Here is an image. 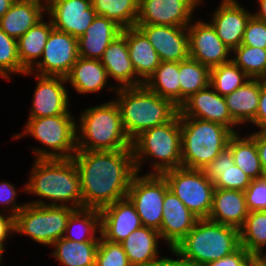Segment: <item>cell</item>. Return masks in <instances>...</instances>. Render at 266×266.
<instances>
[{"label":"cell","mask_w":266,"mask_h":266,"mask_svg":"<svg viewBox=\"0 0 266 266\" xmlns=\"http://www.w3.org/2000/svg\"><path fill=\"white\" fill-rule=\"evenodd\" d=\"M52 29L53 23L51 19L48 23L42 19L17 40L18 56L21 66L26 71H30L37 64V59H41L47 38Z\"/></svg>","instance_id":"1f68e13d"},{"label":"cell","mask_w":266,"mask_h":266,"mask_svg":"<svg viewBox=\"0 0 266 266\" xmlns=\"http://www.w3.org/2000/svg\"><path fill=\"white\" fill-rule=\"evenodd\" d=\"M44 11L46 12V8L35 2L15 0L0 18V28L18 40L44 18Z\"/></svg>","instance_id":"4316f807"},{"label":"cell","mask_w":266,"mask_h":266,"mask_svg":"<svg viewBox=\"0 0 266 266\" xmlns=\"http://www.w3.org/2000/svg\"><path fill=\"white\" fill-rule=\"evenodd\" d=\"M95 266H131V264L121 243L108 241L100 235Z\"/></svg>","instance_id":"b9f144b4"},{"label":"cell","mask_w":266,"mask_h":266,"mask_svg":"<svg viewBox=\"0 0 266 266\" xmlns=\"http://www.w3.org/2000/svg\"><path fill=\"white\" fill-rule=\"evenodd\" d=\"M178 113L179 116L216 122L228 127L233 133H238L233 126L239 124L231 117L224 96L212 90L210 85L185 100Z\"/></svg>","instance_id":"e0dca14e"},{"label":"cell","mask_w":266,"mask_h":266,"mask_svg":"<svg viewBox=\"0 0 266 266\" xmlns=\"http://www.w3.org/2000/svg\"><path fill=\"white\" fill-rule=\"evenodd\" d=\"M198 219L171 190L166 191L159 233L168 248H174L193 229Z\"/></svg>","instance_id":"ffe728a7"},{"label":"cell","mask_w":266,"mask_h":266,"mask_svg":"<svg viewBox=\"0 0 266 266\" xmlns=\"http://www.w3.org/2000/svg\"><path fill=\"white\" fill-rule=\"evenodd\" d=\"M158 230L142 226L121 242L131 266H155L158 256Z\"/></svg>","instance_id":"d4e9b609"},{"label":"cell","mask_w":266,"mask_h":266,"mask_svg":"<svg viewBox=\"0 0 266 266\" xmlns=\"http://www.w3.org/2000/svg\"><path fill=\"white\" fill-rule=\"evenodd\" d=\"M78 57V39L53 28L47 38L42 59L25 74L66 77Z\"/></svg>","instance_id":"7c38bea8"},{"label":"cell","mask_w":266,"mask_h":266,"mask_svg":"<svg viewBox=\"0 0 266 266\" xmlns=\"http://www.w3.org/2000/svg\"><path fill=\"white\" fill-rule=\"evenodd\" d=\"M76 126L77 150L116 151L132 149L115 100L85 109Z\"/></svg>","instance_id":"277c9868"},{"label":"cell","mask_w":266,"mask_h":266,"mask_svg":"<svg viewBox=\"0 0 266 266\" xmlns=\"http://www.w3.org/2000/svg\"><path fill=\"white\" fill-rule=\"evenodd\" d=\"M258 129L266 128V79H261L260 98L258 103L257 114L251 121Z\"/></svg>","instance_id":"7dc6e473"},{"label":"cell","mask_w":266,"mask_h":266,"mask_svg":"<svg viewBox=\"0 0 266 266\" xmlns=\"http://www.w3.org/2000/svg\"><path fill=\"white\" fill-rule=\"evenodd\" d=\"M241 45L266 49V22L252 15L246 24Z\"/></svg>","instance_id":"ee69618b"},{"label":"cell","mask_w":266,"mask_h":266,"mask_svg":"<svg viewBox=\"0 0 266 266\" xmlns=\"http://www.w3.org/2000/svg\"><path fill=\"white\" fill-rule=\"evenodd\" d=\"M255 258L242 246L233 253L202 266H251Z\"/></svg>","instance_id":"f6af8a7d"},{"label":"cell","mask_w":266,"mask_h":266,"mask_svg":"<svg viewBox=\"0 0 266 266\" xmlns=\"http://www.w3.org/2000/svg\"><path fill=\"white\" fill-rule=\"evenodd\" d=\"M148 90L180 107L179 62L164 61L143 84Z\"/></svg>","instance_id":"4dcf8cb0"},{"label":"cell","mask_w":266,"mask_h":266,"mask_svg":"<svg viewBox=\"0 0 266 266\" xmlns=\"http://www.w3.org/2000/svg\"><path fill=\"white\" fill-rule=\"evenodd\" d=\"M23 190L45 198V200L28 202L33 205L83 208L80 175L72 158L35 159L29 181ZM46 199L55 203L46 202Z\"/></svg>","instance_id":"7a4b0ae2"},{"label":"cell","mask_w":266,"mask_h":266,"mask_svg":"<svg viewBox=\"0 0 266 266\" xmlns=\"http://www.w3.org/2000/svg\"><path fill=\"white\" fill-rule=\"evenodd\" d=\"M107 71L99 59H85L78 57L66 76L77 93H94L106 87L108 81Z\"/></svg>","instance_id":"f1b7e54d"},{"label":"cell","mask_w":266,"mask_h":266,"mask_svg":"<svg viewBox=\"0 0 266 266\" xmlns=\"http://www.w3.org/2000/svg\"><path fill=\"white\" fill-rule=\"evenodd\" d=\"M16 189L15 186L8 182H0V204H3L4 208L8 210L9 215L15 217L16 214L26 205V203L21 205L16 204Z\"/></svg>","instance_id":"bcb514c9"},{"label":"cell","mask_w":266,"mask_h":266,"mask_svg":"<svg viewBox=\"0 0 266 266\" xmlns=\"http://www.w3.org/2000/svg\"><path fill=\"white\" fill-rule=\"evenodd\" d=\"M129 57L136 75L145 82L161 63L147 37L137 28H127Z\"/></svg>","instance_id":"83f0119b"},{"label":"cell","mask_w":266,"mask_h":266,"mask_svg":"<svg viewBox=\"0 0 266 266\" xmlns=\"http://www.w3.org/2000/svg\"><path fill=\"white\" fill-rule=\"evenodd\" d=\"M38 82L28 118L73 114L69 111V95L64 84L66 77L35 75Z\"/></svg>","instance_id":"2e32d148"},{"label":"cell","mask_w":266,"mask_h":266,"mask_svg":"<svg viewBox=\"0 0 266 266\" xmlns=\"http://www.w3.org/2000/svg\"><path fill=\"white\" fill-rule=\"evenodd\" d=\"M171 190L199 219L208 218L215 186L203 170L179 167L161 174Z\"/></svg>","instance_id":"30bf717a"},{"label":"cell","mask_w":266,"mask_h":266,"mask_svg":"<svg viewBox=\"0 0 266 266\" xmlns=\"http://www.w3.org/2000/svg\"><path fill=\"white\" fill-rule=\"evenodd\" d=\"M152 44L161 62H180L189 58L187 27L136 24Z\"/></svg>","instance_id":"ac0fdd59"},{"label":"cell","mask_w":266,"mask_h":266,"mask_svg":"<svg viewBox=\"0 0 266 266\" xmlns=\"http://www.w3.org/2000/svg\"><path fill=\"white\" fill-rule=\"evenodd\" d=\"M137 173L149 157L154 168L148 174H158L181 167V126L179 113L168 123L143 131L132 141ZM146 158V159H145ZM158 159V160H157Z\"/></svg>","instance_id":"52a82bcc"},{"label":"cell","mask_w":266,"mask_h":266,"mask_svg":"<svg viewBox=\"0 0 266 266\" xmlns=\"http://www.w3.org/2000/svg\"><path fill=\"white\" fill-rule=\"evenodd\" d=\"M170 251L174 256L179 257V259H172L167 257H162L158 260L155 266H202L192 260L186 259L180 252H178L175 248H170Z\"/></svg>","instance_id":"681fc988"},{"label":"cell","mask_w":266,"mask_h":266,"mask_svg":"<svg viewBox=\"0 0 266 266\" xmlns=\"http://www.w3.org/2000/svg\"><path fill=\"white\" fill-rule=\"evenodd\" d=\"M26 72L18 56L17 40L0 28V75L9 81L10 75H24Z\"/></svg>","instance_id":"60d3db41"},{"label":"cell","mask_w":266,"mask_h":266,"mask_svg":"<svg viewBox=\"0 0 266 266\" xmlns=\"http://www.w3.org/2000/svg\"><path fill=\"white\" fill-rule=\"evenodd\" d=\"M251 16L237 0H222L209 22L222 42L233 50L242 43L245 27Z\"/></svg>","instance_id":"7402d4cb"},{"label":"cell","mask_w":266,"mask_h":266,"mask_svg":"<svg viewBox=\"0 0 266 266\" xmlns=\"http://www.w3.org/2000/svg\"><path fill=\"white\" fill-rule=\"evenodd\" d=\"M112 87V88H111ZM124 129L133 141L143 131L171 121L179 112L171 101L151 92L144 85L115 89Z\"/></svg>","instance_id":"3957f363"},{"label":"cell","mask_w":266,"mask_h":266,"mask_svg":"<svg viewBox=\"0 0 266 266\" xmlns=\"http://www.w3.org/2000/svg\"><path fill=\"white\" fill-rule=\"evenodd\" d=\"M76 119L71 114L50 117L28 118L24 133L14 135L13 139L22 136H33L48 149L34 148L35 159H68L77 151Z\"/></svg>","instance_id":"ba28073f"},{"label":"cell","mask_w":266,"mask_h":266,"mask_svg":"<svg viewBox=\"0 0 266 266\" xmlns=\"http://www.w3.org/2000/svg\"><path fill=\"white\" fill-rule=\"evenodd\" d=\"M53 28L79 39L93 22L92 0H51L46 9Z\"/></svg>","instance_id":"9a60e30c"},{"label":"cell","mask_w":266,"mask_h":266,"mask_svg":"<svg viewBox=\"0 0 266 266\" xmlns=\"http://www.w3.org/2000/svg\"><path fill=\"white\" fill-rule=\"evenodd\" d=\"M261 79H249L231 94L224 96L231 117L239 124L251 122L258 109Z\"/></svg>","instance_id":"f546056e"},{"label":"cell","mask_w":266,"mask_h":266,"mask_svg":"<svg viewBox=\"0 0 266 266\" xmlns=\"http://www.w3.org/2000/svg\"><path fill=\"white\" fill-rule=\"evenodd\" d=\"M99 242H76L60 238L51 246L52 255L63 266H95V257Z\"/></svg>","instance_id":"e575fe53"},{"label":"cell","mask_w":266,"mask_h":266,"mask_svg":"<svg viewBox=\"0 0 266 266\" xmlns=\"http://www.w3.org/2000/svg\"><path fill=\"white\" fill-rule=\"evenodd\" d=\"M168 189L162 175L137 173L133 177L127 197L134 204L143 226L160 230L163 201Z\"/></svg>","instance_id":"8fae6325"},{"label":"cell","mask_w":266,"mask_h":266,"mask_svg":"<svg viewBox=\"0 0 266 266\" xmlns=\"http://www.w3.org/2000/svg\"><path fill=\"white\" fill-rule=\"evenodd\" d=\"M210 70L192 58L179 62L180 106L191 95L210 85Z\"/></svg>","instance_id":"d590c367"},{"label":"cell","mask_w":266,"mask_h":266,"mask_svg":"<svg viewBox=\"0 0 266 266\" xmlns=\"http://www.w3.org/2000/svg\"><path fill=\"white\" fill-rule=\"evenodd\" d=\"M4 251H5L4 248H2V247L0 246V264H1V262H2L1 259H2V257H3L2 255H3ZM0 266H1V265H0Z\"/></svg>","instance_id":"9f6ffc18"},{"label":"cell","mask_w":266,"mask_h":266,"mask_svg":"<svg viewBox=\"0 0 266 266\" xmlns=\"http://www.w3.org/2000/svg\"><path fill=\"white\" fill-rule=\"evenodd\" d=\"M100 62L107 71L108 78H114L117 81L115 89L139 87L144 82L136 75L128 51L127 28H123L118 35L104 51Z\"/></svg>","instance_id":"44dd1931"},{"label":"cell","mask_w":266,"mask_h":266,"mask_svg":"<svg viewBox=\"0 0 266 266\" xmlns=\"http://www.w3.org/2000/svg\"><path fill=\"white\" fill-rule=\"evenodd\" d=\"M15 0H0V18L9 10Z\"/></svg>","instance_id":"f5cc1de1"},{"label":"cell","mask_w":266,"mask_h":266,"mask_svg":"<svg viewBox=\"0 0 266 266\" xmlns=\"http://www.w3.org/2000/svg\"><path fill=\"white\" fill-rule=\"evenodd\" d=\"M245 193L240 190L215 188L208 219L240 230L248 216Z\"/></svg>","instance_id":"603a6c76"},{"label":"cell","mask_w":266,"mask_h":266,"mask_svg":"<svg viewBox=\"0 0 266 266\" xmlns=\"http://www.w3.org/2000/svg\"><path fill=\"white\" fill-rule=\"evenodd\" d=\"M251 266H259L256 262H254Z\"/></svg>","instance_id":"6f0895ef"},{"label":"cell","mask_w":266,"mask_h":266,"mask_svg":"<svg viewBox=\"0 0 266 266\" xmlns=\"http://www.w3.org/2000/svg\"><path fill=\"white\" fill-rule=\"evenodd\" d=\"M255 262L259 265V266H266V253L264 254L261 253L259 255H257L255 257Z\"/></svg>","instance_id":"db71d44e"},{"label":"cell","mask_w":266,"mask_h":266,"mask_svg":"<svg viewBox=\"0 0 266 266\" xmlns=\"http://www.w3.org/2000/svg\"><path fill=\"white\" fill-rule=\"evenodd\" d=\"M202 0H139L136 24L188 27ZM191 19V21H190Z\"/></svg>","instance_id":"4fadbf2b"},{"label":"cell","mask_w":266,"mask_h":266,"mask_svg":"<svg viewBox=\"0 0 266 266\" xmlns=\"http://www.w3.org/2000/svg\"><path fill=\"white\" fill-rule=\"evenodd\" d=\"M139 0H92L98 16L114 20L122 28L136 27Z\"/></svg>","instance_id":"8d00e7d4"},{"label":"cell","mask_w":266,"mask_h":266,"mask_svg":"<svg viewBox=\"0 0 266 266\" xmlns=\"http://www.w3.org/2000/svg\"><path fill=\"white\" fill-rule=\"evenodd\" d=\"M74 210L69 206L26 203L14 217L15 233H22L35 242L51 246L64 237L67 220Z\"/></svg>","instance_id":"9c48e42d"},{"label":"cell","mask_w":266,"mask_h":266,"mask_svg":"<svg viewBox=\"0 0 266 266\" xmlns=\"http://www.w3.org/2000/svg\"><path fill=\"white\" fill-rule=\"evenodd\" d=\"M215 188L245 191L252 179L234 163L231 150L226 147L203 170Z\"/></svg>","instance_id":"484cf974"},{"label":"cell","mask_w":266,"mask_h":266,"mask_svg":"<svg viewBox=\"0 0 266 266\" xmlns=\"http://www.w3.org/2000/svg\"><path fill=\"white\" fill-rule=\"evenodd\" d=\"M72 159L80 175L83 208L101 210L127 197L137 174L132 149L77 150Z\"/></svg>","instance_id":"6da1fadb"},{"label":"cell","mask_w":266,"mask_h":266,"mask_svg":"<svg viewBox=\"0 0 266 266\" xmlns=\"http://www.w3.org/2000/svg\"><path fill=\"white\" fill-rule=\"evenodd\" d=\"M5 212H0V246L5 249L6 239L10 234H15L14 217L11 215H4Z\"/></svg>","instance_id":"c3c4849f"},{"label":"cell","mask_w":266,"mask_h":266,"mask_svg":"<svg viewBox=\"0 0 266 266\" xmlns=\"http://www.w3.org/2000/svg\"><path fill=\"white\" fill-rule=\"evenodd\" d=\"M258 1L260 8L257 11V13H253L252 15L258 20L266 22V0H258Z\"/></svg>","instance_id":"816d5d0a"},{"label":"cell","mask_w":266,"mask_h":266,"mask_svg":"<svg viewBox=\"0 0 266 266\" xmlns=\"http://www.w3.org/2000/svg\"><path fill=\"white\" fill-rule=\"evenodd\" d=\"M100 215V235L111 242L121 243L134 230L143 226L134 204L128 197L102 208Z\"/></svg>","instance_id":"d6986e66"},{"label":"cell","mask_w":266,"mask_h":266,"mask_svg":"<svg viewBox=\"0 0 266 266\" xmlns=\"http://www.w3.org/2000/svg\"><path fill=\"white\" fill-rule=\"evenodd\" d=\"M240 246V230L203 218L197 220L174 248L186 259L205 265L233 253Z\"/></svg>","instance_id":"8992f818"},{"label":"cell","mask_w":266,"mask_h":266,"mask_svg":"<svg viewBox=\"0 0 266 266\" xmlns=\"http://www.w3.org/2000/svg\"><path fill=\"white\" fill-rule=\"evenodd\" d=\"M250 136L256 141L259 158L266 176V128H261V130L250 134Z\"/></svg>","instance_id":"f907efd6"},{"label":"cell","mask_w":266,"mask_h":266,"mask_svg":"<svg viewBox=\"0 0 266 266\" xmlns=\"http://www.w3.org/2000/svg\"><path fill=\"white\" fill-rule=\"evenodd\" d=\"M240 245L254 258L266 246V211L249 212L240 229Z\"/></svg>","instance_id":"74e56055"},{"label":"cell","mask_w":266,"mask_h":266,"mask_svg":"<svg viewBox=\"0 0 266 266\" xmlns=\"http://www.w3.org/2000/svg\"><path fill=\"white\" fill-rule=\"evenodd\" d=\"M122 29L114 20L96 15L86 32L78 39L79 57L100 60Z\"/></svg>","instance_id":"cb8c5ba5"},{"label":"cell","mask_w":266,"mask_h":266,"mask_svg":"<svg viewBox=\"0 0 266 266\" xmlns=\"http://www.w3.org/2000/svg\"><path fill=\"white\" fill-rule=\"evenodd\" d=\"M19 1H30V2H35V3H37V4H40V5L44 6L46 9L48 8V6H49L50 3H51V0H19ZM42 2H45V4L42 3ZM43 4H44V5H43Z\"/></svg>","instance_id":"11a10c76"},{"label":"cell","mask_w":266,"mask_h":266,"mask_svg":"<svg viewBox=\"0 0 266 266\" xmlns=\"http://www.w3.org/2000/svg\"><path fill=\"white\" fill-rule=\"evenodd\" d=\"M97 230L101 234L100 210L75 209L67 220L64 238L76 242H99L100 237L96 236Z\"/></svg>","instance_id":"d6a6232c"},{"label":"cell","mask_w":266,"mask_h":266,"mask_svg":"<svg viewBox=\"0 0 266 266\" xmlns=\"http://www.w3.org/2000/svg\"><path fill=\"white\" fill-rule=\"evenodd\" d=\"M181 167L204 170L234 134L228 127L211 121L180 116Z\"/></svg>","instance_id":"5b68a950"},{"label":"cell","mask_w":266,"mask_h":266,"mask_svg":"<svg viewBox=\"0 0 266 266\" xmlns=\"http://www.w3.org/2000/svg\"><path fill=\"white\" fill-rule=\"evenodd\" d=\"M227 147L231 150L235 165H237L252 180L264 177V171L256 146V141L250 136H240L234 133Z\"/></svg>","instance_id":"836d02e7"},{"label":"cell","mask_w":266,"mask_h":266,"mask_svg":"<svg viewBox=\"0 0 266 266\" xmlns=\"http://www.w3.org/2000/svg\"><path fill=\"white\" fill-rule=\"evenodd\" d=\"M249 79L232 60L210 70V86L221 96L231 94Z\"/></svg>","instance_id":"f35d334b"},{"label":"cell","mask_w":266,"mask_h":266,"mask_svg":"<svg viewBox=\"0 0 266 266\" xmlns=\"http://www.w3.org/2000/svg\"><path fill=\"white\" fill-rule=\"evenodd\" d=\"M244 193L249 212L266 211V176L252 180Z\"/></svg>","instance_id":"7bdbcfd3"},{"label":"cell","mask_w":266,"mask_h":266,"mask_svg":"<svg viewBox=\"0 0 266 266\" xmlns=\"http://www.w3.org/2000/svg\"><path fill=\"white\" fill-rule=\"evenodd\" d=\"M231 60L251 79H266V49L239 45Z\"/></svg>","instance_id":"ab89813d"},{"label":"cell","mask_w":266,"mask_h":266,"mask_svg":"<svg viewBox=\"0 0 266 266\" xmlns=\"http://www.w3.org/2000/svg\"><path fill=\"white\" fill-rule=\"evenodd\" d=\"M188 30L189 58L210 69L231 61V49L217 36L210 22L190 23ZM229 57V58H228Z\"/></svg>","instance_id":"5bb4252c"}]
</instances>
